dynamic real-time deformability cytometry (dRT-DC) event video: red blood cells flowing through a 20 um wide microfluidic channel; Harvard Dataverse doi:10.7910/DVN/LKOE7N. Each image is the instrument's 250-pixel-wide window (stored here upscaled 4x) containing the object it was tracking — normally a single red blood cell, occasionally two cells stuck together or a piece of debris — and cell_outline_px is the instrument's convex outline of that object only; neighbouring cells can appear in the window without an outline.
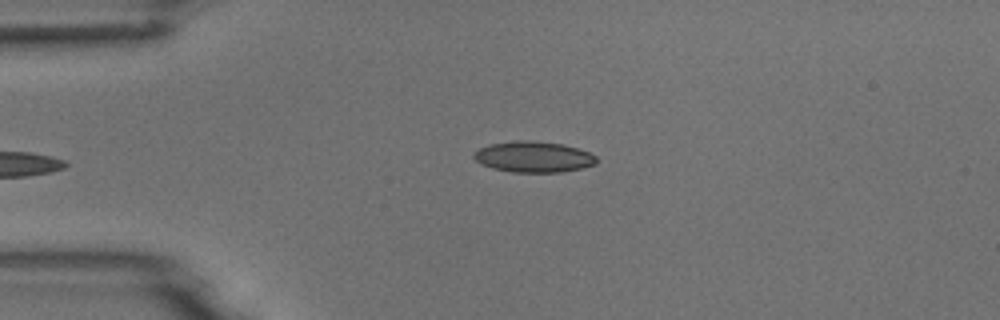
{"species": "common noctule bat (a hibernating species)", "species_latin": "Nyctalus noctula", "temperature_condition": "room temperature", "stored_images_in_passage": 6, "camera_frame_rate_fps": 3000, "um_per_image_px": 0.085, "animal": {"sex": "male", "body_mass_g": 18.8}, "frame": {"image": 1, "passage_image": 6, "time_ms": 1.667, "image_size_px": [1000, 320], "cell_outline_px": [[596, 164], [580, 168], [560, 172], [512, 172], [492, 168], [480, 164], [472, 156], [480, 148], [488, 144], [516, 140], [532, 140], [564, 144], [588, 152], [596, 156]], "centroid_in_image_um": [45.32, 13.32], "position_along_channel_um": 39.7, "area_um2": 22.08}}